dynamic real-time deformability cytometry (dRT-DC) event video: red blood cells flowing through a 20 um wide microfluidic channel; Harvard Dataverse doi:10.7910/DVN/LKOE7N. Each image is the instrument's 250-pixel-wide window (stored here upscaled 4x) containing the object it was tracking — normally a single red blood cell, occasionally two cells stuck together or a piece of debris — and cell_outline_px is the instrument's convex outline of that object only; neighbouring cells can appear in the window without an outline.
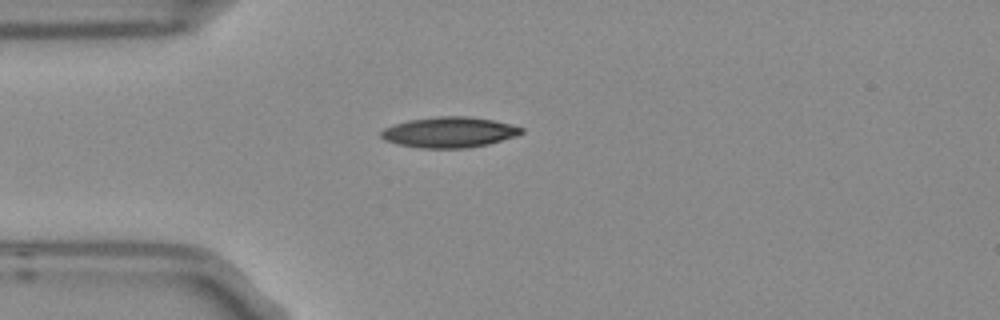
{"species": "Egyptian fruit bat (a non-hibernating species)", "species_latin": "Rousettus aegyptiacus", "temperature_condition": "room temperature", "stored_images_in_passage": 1, "camera_frame_rate_fps": 3000, "um_per_image_px": 0.085, "frame": {"image": 1, "passage_image": 1, "time_ms": 0.0, "image_size_px": [1000, 320], "cell_outline_px": [[524, 132], [516, 136], [488, 144], [468, 148], [420, 148], [400, 144], [384, 140], [380, 136], [380, 132], [384, 128], [408, 120], [436, 116], [468, 116], [492, 120], [524, 128]], "centroid_in_image_um": [38.18, 11.24], "position_along_channel_um": 46.8, "area_um2": 24.91}}